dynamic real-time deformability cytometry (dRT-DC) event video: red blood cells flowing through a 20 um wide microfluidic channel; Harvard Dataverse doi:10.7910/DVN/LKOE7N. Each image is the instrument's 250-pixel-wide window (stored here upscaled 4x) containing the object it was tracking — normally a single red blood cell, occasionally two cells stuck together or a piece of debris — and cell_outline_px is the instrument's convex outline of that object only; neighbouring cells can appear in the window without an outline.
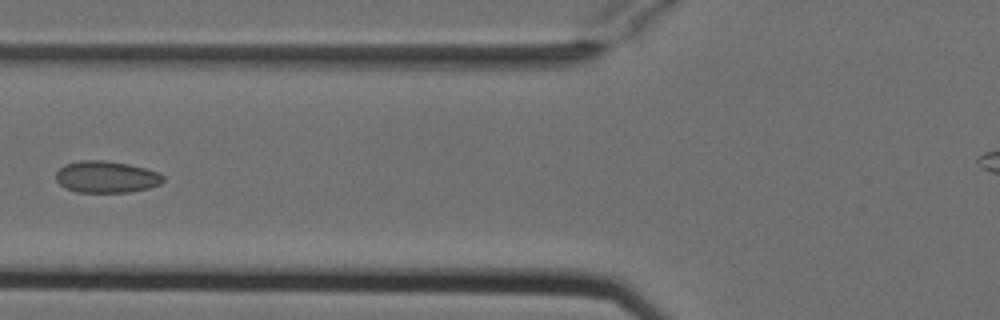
{"species": "Egyptian fruit bat (a non-hibernating species)", "species_latin": "Rousettus aegyptiacus", "temperature_condition": "cold", "stored_images_in_passage": 6, "camera_frame_rate_fps": 3000, "um_per_image_px": 0.085, "animal": {"sex": "female"}, "frame": {"image": 1, "passage_image": 5, "time_ms": 1.333, "image_size_px": [1000, 320], "cell_outline_px": [[164, 180], [160, 184], [148, 188], [128, 192], [76, 192], [64, 188], [56, 180], [56, 172], [64, 164], [80, 160], [108, 160], [128, 164], [144, 168], [156, 172], [164, 176]], "centroid_in_image_um": [9.0, 15.03], "position_along_channel_um": 116.8, "area_um2": 19.88}}
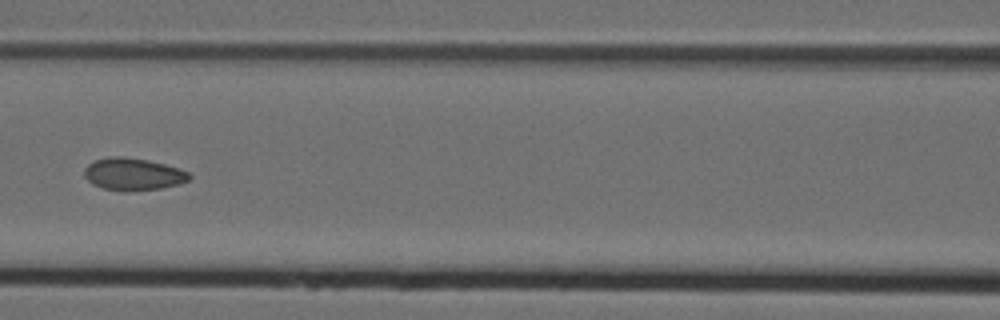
{"frame": {"image": 2, "passage_image": 6, "time_ms": 1.667, "image_size_px": [1000, 320], "cell_outline_px": [[192, 176], [188, 180], [180, 184], [160, 188], [104, 188], [92, 184], [84, 176], [84, 168], [88, 164], [96, 160], [108, 156], [120, 156], [148, 160], [180, 168], [188, 172]], "centroid_in_image_um": [11.32, 14.75], "position_along_channel_um": 155.3, "area_um2": 19.02}}